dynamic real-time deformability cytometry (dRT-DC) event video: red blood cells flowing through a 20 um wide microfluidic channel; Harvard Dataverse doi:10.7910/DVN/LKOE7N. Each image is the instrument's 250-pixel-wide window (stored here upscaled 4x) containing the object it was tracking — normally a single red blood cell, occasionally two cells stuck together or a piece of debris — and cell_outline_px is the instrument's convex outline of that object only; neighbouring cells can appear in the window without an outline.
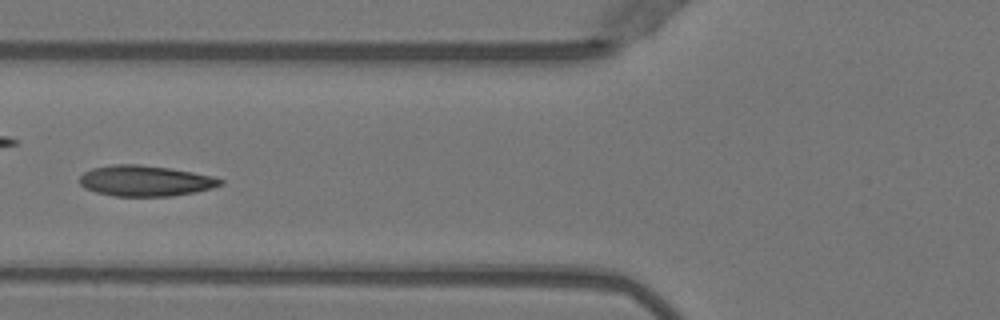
{"species": "Egyptian fruit bat (a non-hibernating species)", "species_latin": "Rousettus aegyptiacus", "temperature_condition": "warm", "stored_images_in_passage": 52, "camera_frame_rate_fps": 3000, "um_per_image_px": 0.085, "animal": {"sex": "female"}, "frame": {"image": 1, "passage_image": 21, "time_ms": 6.667, "image_size_px": [1000, 320], "cell_outline_px": [[224, 184], [212, 188], [196, 192], [172, 196], [112, 196], [96, 192], [84, 188], [80, 184], [80, 176], [84, 172], [92, 168], [112, 164], [140, 164], [172, 168], [212, 176], [224, 180]], "centroid_in_image_um": [12.35, 15.37], "position_along_channel_um": 113.4, "area_um2": 25.43}}
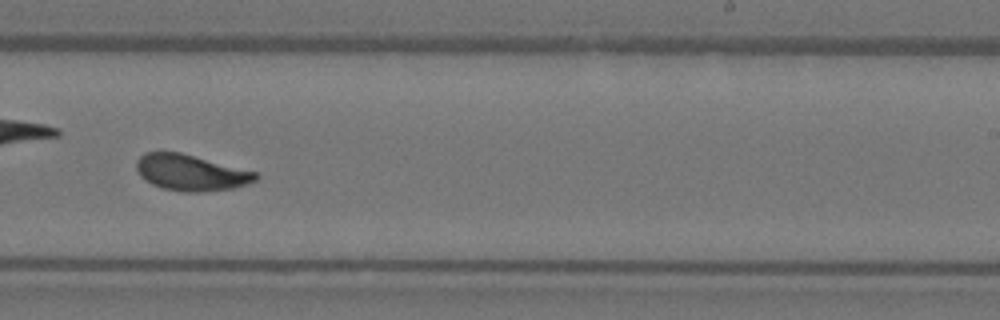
{"frame": {"image": 2, "passage_image": 33, "time_ms": 10.667, "image_size_px": [1000, 320], "cell_outline_px": [[260, 176], [256, 180], [248, 184], [232, 188], [204, 192], [184, 192], [160, 188], [144, 180], [140, 176], [136, 168], [136, 160], [144, 152], [180, 152], [256, 172]], "centroid_in_image_um": [16.2, 14.68], "position_along_channel_um": 272.8, "area_um2": 25.14}}
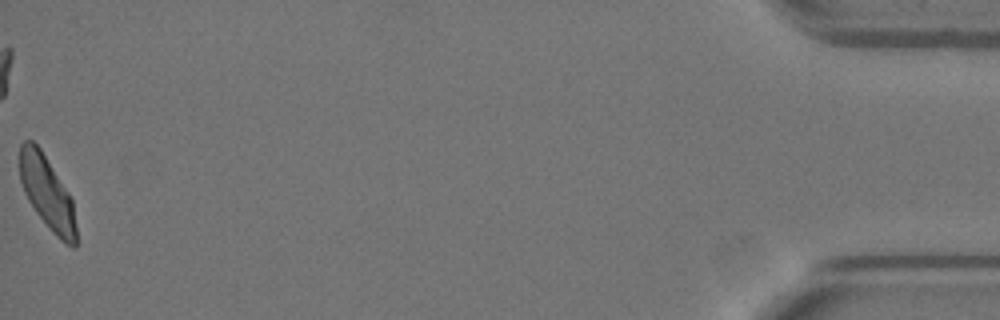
{"frame": {"image": 3, "passage_image": 52, "time_ms": 17.0, "image_size_px": [1000, 320], "cell_outline_px": [[76, 248], [72, 248], [64, 244], [52, 232], [36, 212], [28, 200], [24, 192], [20, 180], [20, 144], [24, 140], [32, 140], [40, 148], [68, 192], [72, 200], [76, 228]], "centroid_in_image_um": [4.01, 16.42], "position_along_channel_um": 431.2, "area_um2": 23.87}, "authors_computed_cell_mechanics": {"area_um2": 24.5072, "velocity_mm_per_s": 3.9882, "shape_relaxation_time_tau1_ms": 3.0262, "shape_relaxation_time_tau2_ms": 0.9811, "deformation_change_tau1": 0.1469, "deformation_change_tau2": 0.0606}}